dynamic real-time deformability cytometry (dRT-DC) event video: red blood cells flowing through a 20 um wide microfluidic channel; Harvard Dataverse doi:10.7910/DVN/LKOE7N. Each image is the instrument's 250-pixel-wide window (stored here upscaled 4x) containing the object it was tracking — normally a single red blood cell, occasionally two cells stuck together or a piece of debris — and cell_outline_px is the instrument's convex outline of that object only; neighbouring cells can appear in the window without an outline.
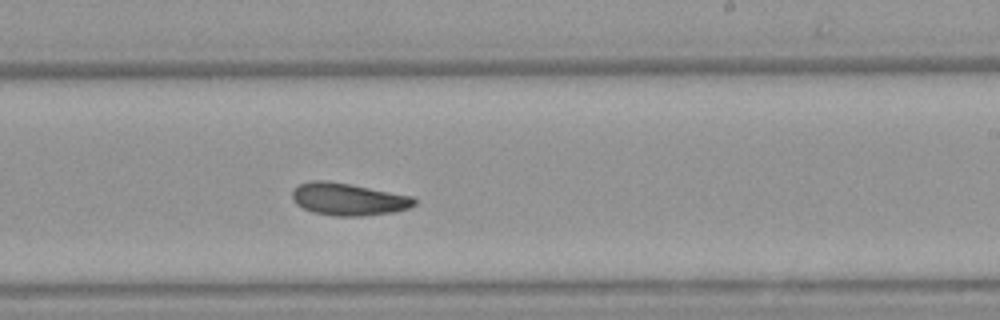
{"species": "Egyptian fruit bat (a non-hibernating species)", "species_latin": "Rousettus aegyptiacus", "temperature_condition": "warm", "stored_images_in_passage": 33, "camera_frame_rate_fps": 3000, "um_per_image_px": 0.085, "animal": {"sex": "female"}, "frame": {"image": 1, "passage_image": 18, "time_ms": 5.667, "image_size_px": [1000, 320], "cell_outline_px": [[416, 204], [408, 208], [392, 212], [364, 216], [332, 216], [312, 212], [296, 204], [292, 200], [292, 188], [300, 184], [312, 180], [328, 180], [412, 196], [416, 200]], "centroid_in_image_um": [29.56, 16.93], "position_along_channel_um": 259.4, "area_um2": 23.06}}
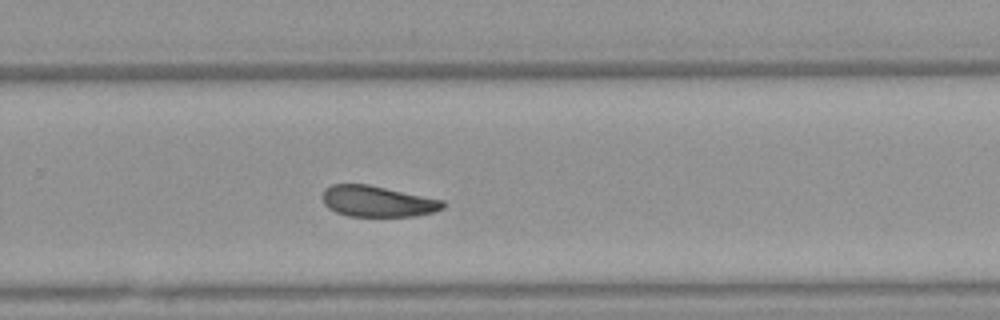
{"frame": {"image": 2, "passage_image": 21, "time_ms": 6.667, "image_size_px": [1000, 320], "cell_outline_px": [[444, 208], [436, 212], [416, 216], [348, 216], [336, 212], [328, 208], [324, 204], [324, 188], [332, 184], [368, 184], [444, 200]], "centroid_in_image_um": [32.11, 17.12], "position_along_channel_um": 297.7, "area_um2": 21.79}}
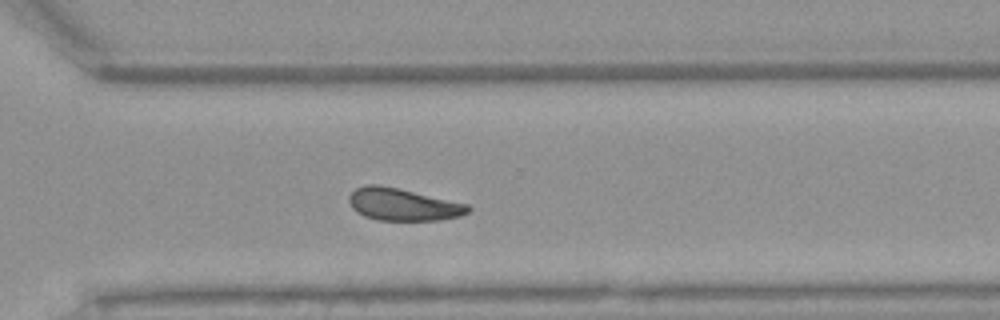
{"frame": {"image": 3, "passage_image": 24, "time_ms": 7.667, "image_size_px": [1000, 320], "cell_outline_px": [[472, 208], [468, 212], [460, 216], [440, 220], [376, 220], [364, 216], [352, 208], [348, 200], [348, 196], [356, 188], [364, 184], [380, 184], [468, 204]], "centroid_in_image_um": [34.23, 17.38], "position_along_channel_um": 336.4, "area_um2": 22.43}, "authors_computed_cell_mechanics": {"area_um2": 22.1374, "velocity_mm_per_s": 3.8424, "shape_relaxation_time_tau1_ms": 1.9156, "shape_relaxation_time_tau2_ms": null, "deformation_change_tau1": 0.2461, "deformation_change_tau2": null}}